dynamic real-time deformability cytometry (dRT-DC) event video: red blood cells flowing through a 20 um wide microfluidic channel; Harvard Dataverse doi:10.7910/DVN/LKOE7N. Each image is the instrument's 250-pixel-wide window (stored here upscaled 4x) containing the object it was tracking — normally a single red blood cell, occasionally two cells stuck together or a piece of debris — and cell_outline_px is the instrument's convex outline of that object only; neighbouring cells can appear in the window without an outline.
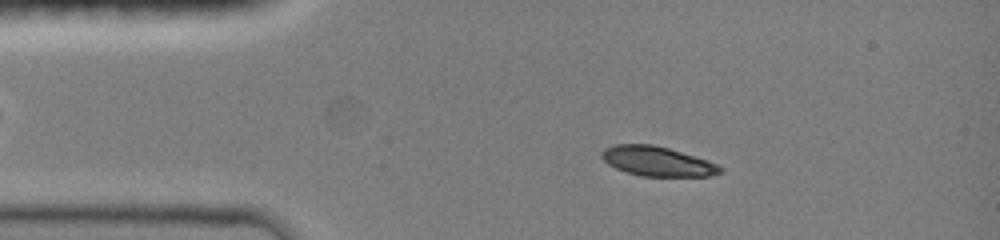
{"species": "common noctule bat (a hibernating species)", "species_latin": "Nyctalus noctula", "temperature_condition": "room temperature", "stored_images_in_passage": 40, "camera_frame_rate_fps": 3000, "um_per_image_px": 0.085, "animal": {"sex": "female", "body_mass_g": 19.0, "forearm_length_mm": 51.5}, "frame": {"image": 1, "passage_image": 5, "time_ms": 1.333, "image_size_px": [1000, 240], "cell_outline_px": [[724, 172], [712, 176], [640, 176], [616, 168], [608, 164], [600, 156], [600, 152], [604, 148], [612, 144], [652, 144], [668, 148], [708, 160], [724, 168]], "centroid_in_image_um": [55.87, 13.71], "position_along_channel_um": 29.1, "area_um2": 20.58}}
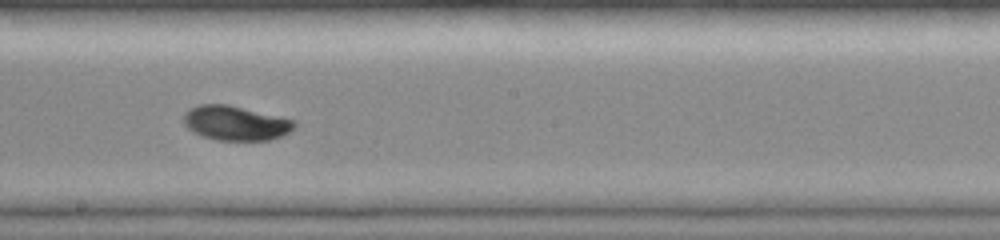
{"frame": {"image": 2, "passage_image": 23, "time_ms": 7.333, "image_size_px": [1000, 240], "cell_outline_px": [[296, 128], [272, 140], [216, 140], [192, 132], [184, 124], [184, 112], [188, 108], [200, 104], [228, 104], [296, 120]], "centroid_in_image_um": [20.02, 10.45], "position_along_channel_um": 228.2, "area_um2": 22.43}}
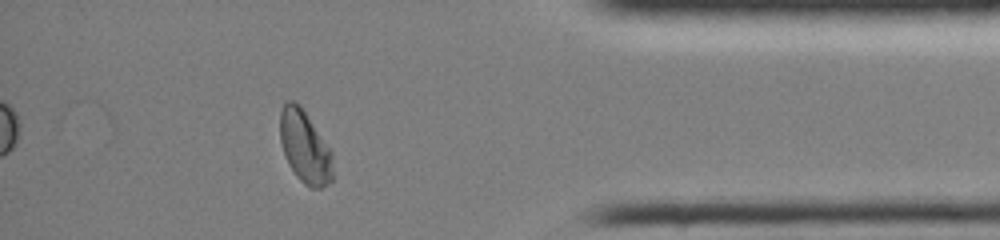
{"frame": {"image": 3, "passage_image": 38, "time_ms": 12.333, "image_size_px": [1000, 240], "cell_outline_px": [[332, 180], [328, 184], [320, 188], [312, 188], [304, 184], [296, 176], [288, 164], [280, 140], [280, 112], [284, 100], [292, 100], [300, 104], [332, 152]], "centroid_in_image_um": [25.89, 12.47], "position_along_channel_um": 409.3, "area_um2": 22.31}, "authors_computed_cell_mechanics": {"area_um2": 21.9062, "velocity_mm_per_s": 4.0145, "shape_relaxation_time_tau1_ms": 3.6701, "shape_relaxation_time_tau2_ms": null, "deformation_change_tau1": 0.1628, "deformation_change_tau2": null}}